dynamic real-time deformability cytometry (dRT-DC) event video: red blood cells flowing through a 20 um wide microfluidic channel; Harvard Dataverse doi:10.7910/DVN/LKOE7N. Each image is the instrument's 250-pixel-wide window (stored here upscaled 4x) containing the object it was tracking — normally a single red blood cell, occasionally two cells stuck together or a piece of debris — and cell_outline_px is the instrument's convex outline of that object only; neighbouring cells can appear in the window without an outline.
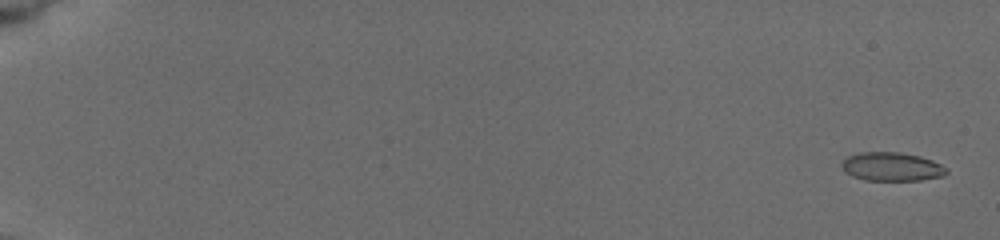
{"species": "common noctule bat (a hibernating species)", "species_latin": "Nyctalus noctula", "temperature_condition": "cold", "stored_images_in_passage": 33, "camera_frame_rate_fps": 3000, "um_per_image_px": 0.085, "animal": {"sex": "female", "body_mass_g": 19.5, "forearm_length_mm": 54.1}, "frame": {"image": 1, "passage_image": 2, "time_ms": 0.333, "image_size_px": [1000, 240], "cell_outline_px": [[948, 172], [944, 176], [920, 180], [864, 180], [852, 176], [844, 172], [840, 164], [848, 156], [860, 152], [900, 152], [920, 156], [932, 160], [948, 168]], "centroid_in_image_um": [75.8, 14.17], "position_along_channel_um": 9.2, "area_um2": 17.63}}
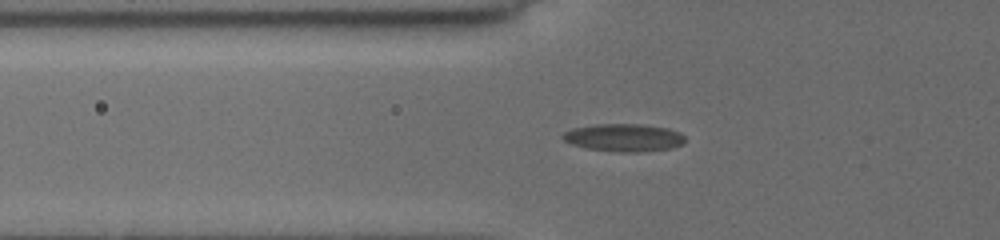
{"frame": {"image": 2, "passage_image": 27, "time_ms": 7.0, "image_size_px": [1000, 240], "cell_outline_px": [[684, 144], [672, 148], [640, 152], [620, 152], [584, 148], [572, 144], [564, 140], [560, 136], [564, 132], [572, 128], [596, 124], [640, 124], [668, 128], [680, 132], [684, 136]], "centroid_in_image_um": [53.02, 11.7], "position_along_channel_um": 72.8, "area_um2": 19.88}}
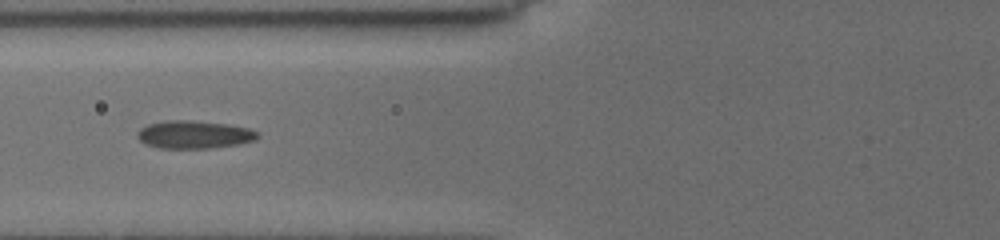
{"frame": {"image": 3, "passage_image": 32, "time_ms": 8.0, "image_size_px": [1000, 240], "cell_outline_px": [[260, 136], [256, 140], [240, 144], [212, 148], [156, 148], [144, 144], [136, 136], [136, 132], [140, 128], [148, 124], [172, 120], [188, 120], [224, 124], [248, 128], [256, 132]], "centroid_in_image_um": [16.47, 11.45], "position_along_channel_um": 109.3, "area_um2": 19.54}}